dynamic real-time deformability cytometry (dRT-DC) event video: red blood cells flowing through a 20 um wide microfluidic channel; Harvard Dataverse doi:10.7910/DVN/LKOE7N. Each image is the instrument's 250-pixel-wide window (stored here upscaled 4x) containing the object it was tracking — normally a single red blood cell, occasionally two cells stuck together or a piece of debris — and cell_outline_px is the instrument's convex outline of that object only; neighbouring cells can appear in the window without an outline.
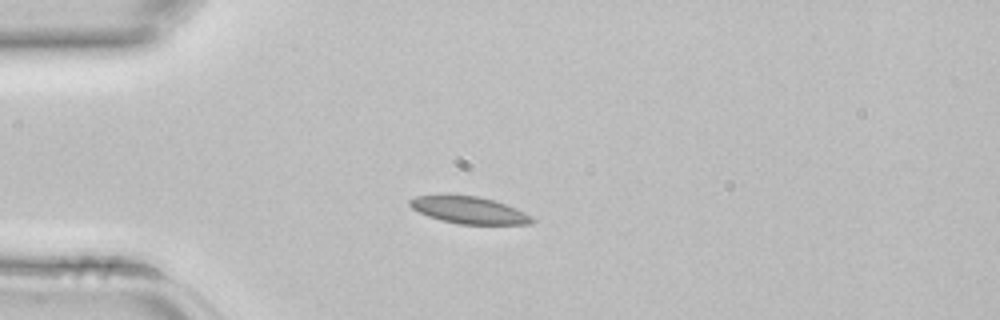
{"species": "common noctule bat (a hibernating species)", "species_latin": "Nyctalus noctula", "temperature_condition": "room temperature", "stored_images_in_passage": 1, "camera_frame_rate_fps": 3000, "um_per_image_px": 0.085, "animal": {"sex": "female", "body_mass_g": 22.7, "forearm_length_mm": 54.2}, "frame": {"image": 1, "passage_image": 1, "time_ms": 0.0, "image_size_px": [1000, 320], "cell_outline_px": [[536, 220], [532, 224], [460, 224], [440, 220], [428, 216], [412, 208], [408, 204], [408, 200], [416, 196], [476, 196], [492, 200], [516, 208], [532, 216]], "centroid_in_image_um": [39.89, 17.88], "position_along_channel_um": 45.1, "area_um2": 18.9}}